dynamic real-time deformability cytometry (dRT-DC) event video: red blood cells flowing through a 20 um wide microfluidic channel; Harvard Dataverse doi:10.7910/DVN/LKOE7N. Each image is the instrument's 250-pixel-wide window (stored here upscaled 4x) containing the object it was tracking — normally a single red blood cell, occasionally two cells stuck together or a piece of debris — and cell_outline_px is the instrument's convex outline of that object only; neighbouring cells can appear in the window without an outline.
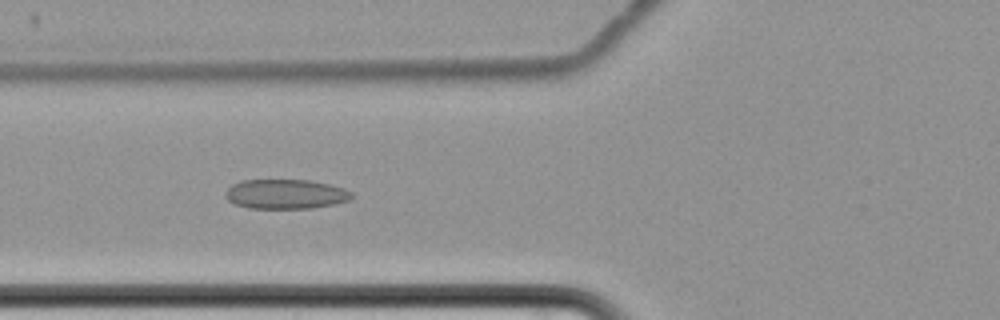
{"species": "common noctule bat (a hibernating species)", "species_latin": "Nyctalus noctula", "temperature_condition": "cold", "stored_images_in_passage": 11, "camera_frame_rate_fps": 3000, "um_per_image_px": 0.085, "animal": {"sex": "female", "body_mass_g": 22.7, "forearm_length_mm": 54.2}, "frame": {"image": 1, "passage_image": 8, "time_ms": 9.333, "image_size_px": [1000, 320], "cell_outline_px": [[352, 196], [348, 200], [332, 204], [312, 208], [248, 208], [236, 204], [228, 200], [224, 196], [224, 192], [232, 184], [240, 180], [308, 180], [328, 184], [344, 188], [352, 192]], "centroid_in_image_um": [24.23, 16.49], "position_along_channel_um": 101.6, "area_um2": 21.68}}
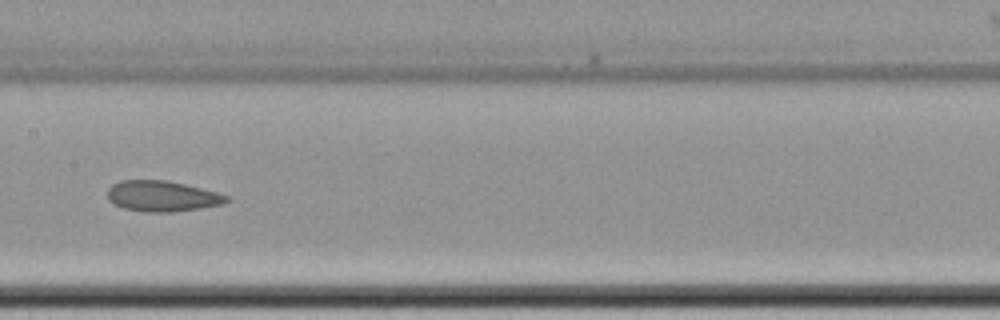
{"frame": {"image": 2, "passage_image": 10, "time_ms": 12.0, "image_size_px": [1000, 320], "cell_outline_px": [[232, 200], [224, 204], [200, 208], [172, 212], [144, 212], [124, 208], [108, 200], [108, 188], [112, 184], [120, 180], [168, 180], [216, 192], [228, 196]], "centroid_in_image_um": [13.79, 16.67], "position_along_channel_um": 193.6, "area_um2": 21.33}}
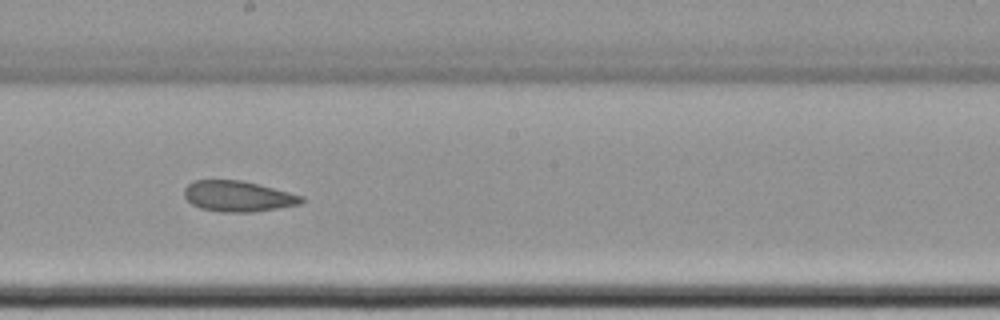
{"frame": {"image": 3, "passage_image": 11, "time_ms": 13.0, "image_size_px": [1000, 320], "cell_outline_px": [[304, 200], [300, 204], [252, 212], [216, 212], [200, 208], [192, 204], [184, 196], [184, 188], [192, 180], [244, 180], [304, 196]], "centroid_in_image_um": [20.2, 16.68], "position_along_channel_um": 228.0, "area_um2": 21.1}}